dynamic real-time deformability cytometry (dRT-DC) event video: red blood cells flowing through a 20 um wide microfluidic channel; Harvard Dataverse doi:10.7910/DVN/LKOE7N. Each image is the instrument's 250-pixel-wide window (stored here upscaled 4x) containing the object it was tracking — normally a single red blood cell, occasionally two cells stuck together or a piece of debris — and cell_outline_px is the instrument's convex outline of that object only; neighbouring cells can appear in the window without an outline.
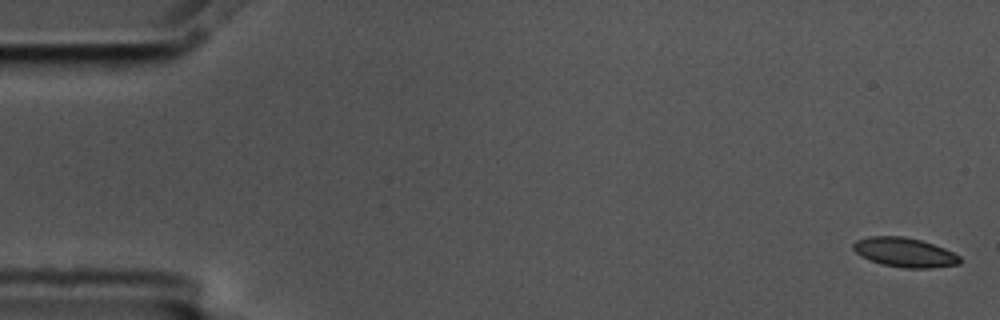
{"species": "common noctule bat (a hibernating species)", "species_latin": "Nyctalus noctula", "temperature_condition": "cold", "stored_images_in_passage": 6, "camera_frame_rate_fps": 3000, "um_per_image_px": 0.085, "animal": {"sex": "male", "body_mass_g": 17.5, "forearm_length_mm": 52.3}, "frame": {"image": 1, "passage_image": 1, "time_ms": 0.0, "image_size_px": [1000, 320], "cell_outline_px": [[960, 264], [932, 268], [904, 268], [880, 264], [860, 256], [852, 248], [852, 244], [856, 240], [868, 236], [904, 236], [920, 240], [944, 248], [960, 256]], "centroid_in_image_um": [76.86, 21.45], "position_along_channel_um": 8.1, "area_um2": 18.32}}
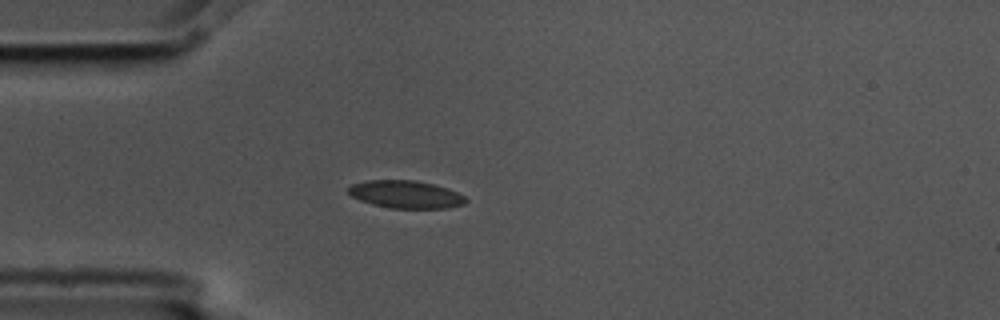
{"frame": {"image": 2, "passage_image": 5, "time_ms": 1.333, "image_size_px": [1000, 320], "cell_outline_px": [[468, 200], [464, 204], [448, 208], [392, 208], [372, 204], [360, 200], [352, 196], [348, 192], [348, 188], [352, 184], [368, 180], [416, 180], [448, 188], [464, 196]], "centroid_in_image_um": [34.5, 16.52], "position_along_channel_um": 50.5, "area_um2": 18.84}}